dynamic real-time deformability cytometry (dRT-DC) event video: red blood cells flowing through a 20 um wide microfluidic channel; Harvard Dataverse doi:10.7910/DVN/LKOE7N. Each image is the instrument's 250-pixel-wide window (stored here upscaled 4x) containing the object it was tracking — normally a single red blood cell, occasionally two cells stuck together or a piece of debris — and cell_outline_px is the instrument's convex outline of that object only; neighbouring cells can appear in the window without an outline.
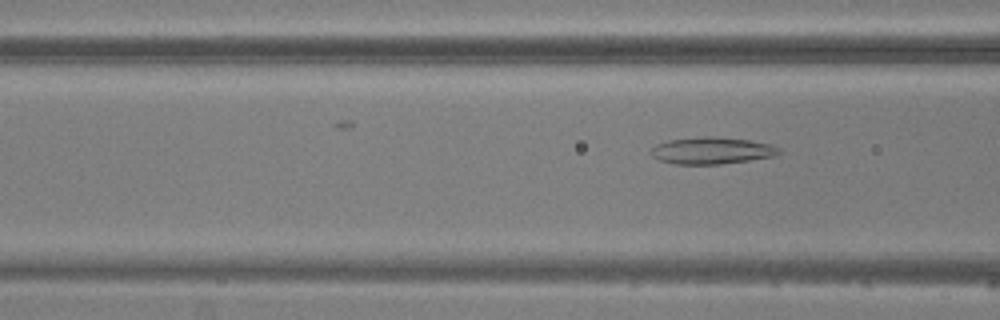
{"species": "common noctule bat (a hibernating species)", "species_latin": "Nyctalus noctula", "temperature_condition": "warm", "stored_images_in_passage": 7, "camera_frame_rate_fps": 3000, "um_per_image_px": 0.085, "animal": {"sex": "male", "body_mass_g": 20.5, "forearm_length_mm": 52.5}, "frame": {"image": 1, "passage_image": 7, "time_ms": 8.0, "image_size_px": [1000, 320], "cell_outline_px": [[780, 152], [776, 156], [720, 164], [676, 164], [660, 160], [652, 156], [648, 152], [656, 144], [668, 140], [708, 136], [712, 136], [748, 140], [772, 144], [780, 148]], "centroid_in_image_um": [60.5, 12.8], "position_along_channel_um": 106.1, "area_um2": 20.0}}